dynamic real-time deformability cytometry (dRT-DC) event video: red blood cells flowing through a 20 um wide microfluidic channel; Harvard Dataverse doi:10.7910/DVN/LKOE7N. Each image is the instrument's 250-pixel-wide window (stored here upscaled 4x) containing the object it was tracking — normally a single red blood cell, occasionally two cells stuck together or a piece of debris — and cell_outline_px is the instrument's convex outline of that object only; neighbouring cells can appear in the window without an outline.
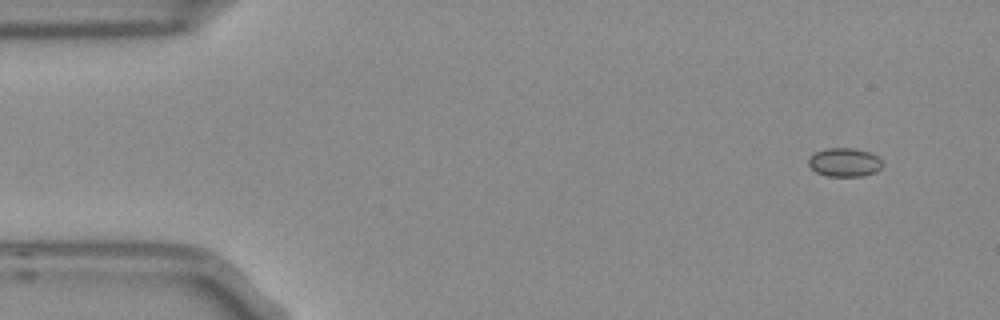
{"species": "Egyptian fruit bat (a non-hibernating species)", "species_latin": "Rousettus aegyptiacus", "temperature_condition": "room temperature", "stored_images_in_passage": 4, "camera_frame_rate_fps": 3000, "um_per_image_px": 0.085, "frame": {"image": 1, "passage_image": 1, "time_ms": 0.0, "image_size_px": [1000, 320], "cell_outline_px": [[880, 168], [876, 172], [864, 176], [828, 176], [816, 172], [808, 164], [808, 160], [816, 152], [828, 148], [852, 148], [868, 152], [876, 156], [880, 160]], "centroid_in_image_um": [71.77, 13.81], "position_along_channel_um": 13.2, "area_um2": 12.08}}
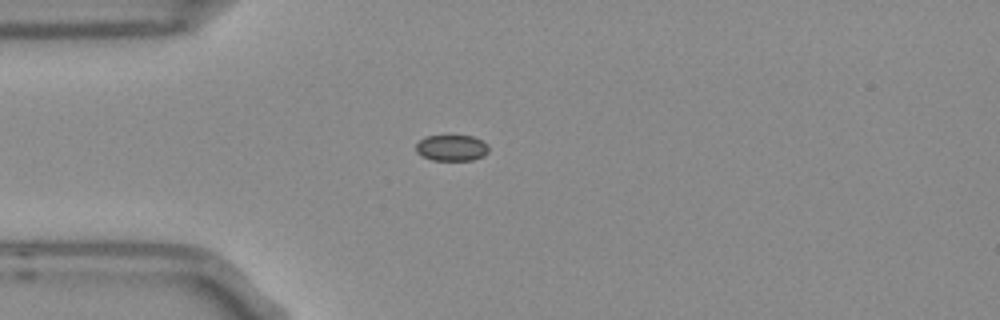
{"frame": {"image": 2, "passage_image": 3, "time_ms": 0.667, "image_size_px": [1000, 320], "cell_outline_px": [[488, 152], [484, 156], [472, 160], [432, 160], [416, 152], [416, 144], [424, 136], [472, 136], [488, 144]], "centroid_in_image_um": [38.4, 12.57], "position_along_channel_um": 46.6, "area_um2": 10.98}}